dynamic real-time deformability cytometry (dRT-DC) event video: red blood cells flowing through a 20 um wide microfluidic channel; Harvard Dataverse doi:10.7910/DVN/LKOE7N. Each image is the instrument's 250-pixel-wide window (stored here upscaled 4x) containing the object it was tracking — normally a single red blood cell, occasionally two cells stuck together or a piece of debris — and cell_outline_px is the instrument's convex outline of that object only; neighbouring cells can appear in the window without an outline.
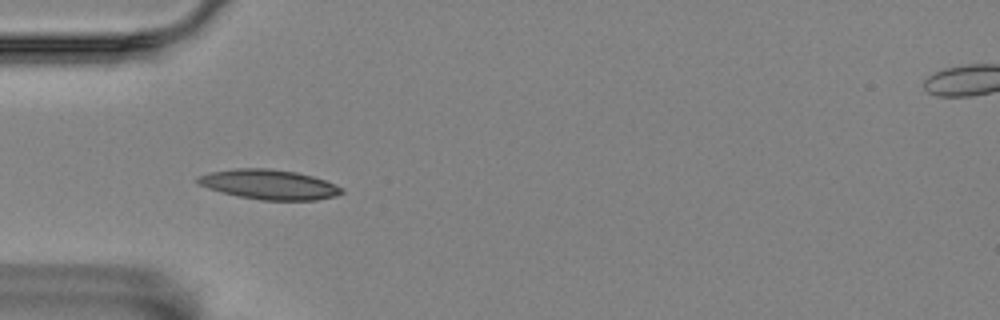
{"species": "Egyptian fruit bat (a non-hibernating species)", "species_latin": "Rousettus aegyptiacus", "temperature_condition": "room temperature", "stored_images_in_passage": 4, "camera_frame_rate_fps": 3000, "um_per_image_px": 0.085, "animal": {"sex": "female"}, "frame": {"image": 1, "passage_image": 3, "time_ms": 0.667, "image_size_px": [1000, 320], "cell_outline_px": [[344, 192], [336, 196], [316, 200], [260, 200], [240, 196], [208, 188], [196, 184], [196, 176], [208, 172], [236, 168], [268, 168], [296, 172], [312, 176], [324, 180], [344, 188]], "centroid_in_image_um": [22.86, 15.67], "position_along_channel_um": 62.1, "area_um2": 25.03}}
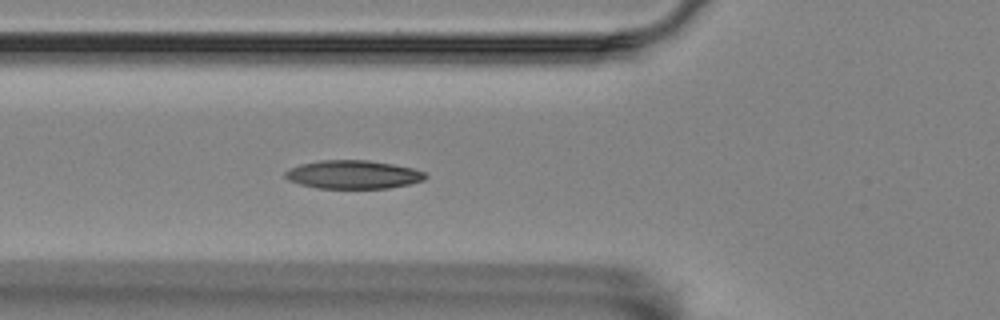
{"frame": {"image": 2, "passage_image": 4, "time_ms": 1.0, "image_size_px": [1000, 320], "cell_outline_px": [[428, 176], [424, 180], [408, 184], [388, 188], [316, 188], [300, 184], [288, 180], [284, 176], [284, 172], [288, 168], [300, 164], [320, 160], [368, 160], [392, 164], [412, 168], [424, 172]], "centroid_in_image_um": [29.98, 14.83], "position_along_channel_um": 95.8, "area_um2": 23.24}}